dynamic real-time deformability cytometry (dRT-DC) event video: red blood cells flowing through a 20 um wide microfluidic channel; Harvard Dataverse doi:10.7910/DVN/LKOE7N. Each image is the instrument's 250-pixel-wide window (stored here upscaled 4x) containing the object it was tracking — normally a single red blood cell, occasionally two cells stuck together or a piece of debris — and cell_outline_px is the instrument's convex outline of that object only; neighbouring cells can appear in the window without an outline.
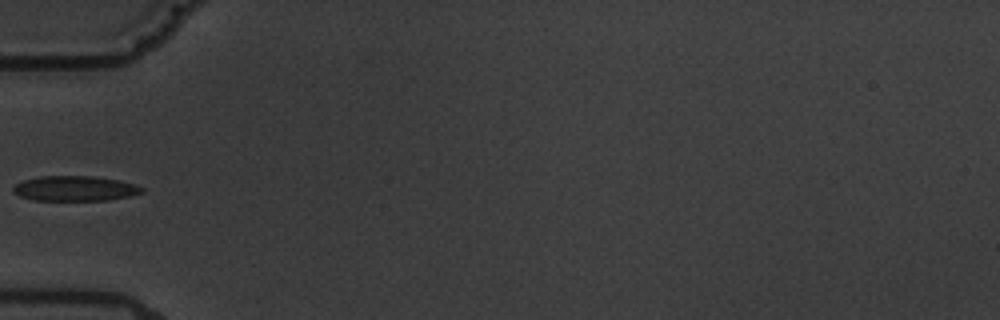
{"species": "common noctule bat (a hibernating species)", "species_latin": "Nyctalus noctula", "temperature_condition": "warm", "stored_images_in_passage": 11, "camera_frame_rate_fps": 3000, "um_per_image_px": 0.085, "animal": {"sex": "male", "body_mass_g": 19.5, "forearm_length_mm": 54.6}, "frame": {"image": 1, "passage_image": 5, "time_ms": 5.0, "image_size_px": [1000, 320], "cell_outline_px": [[144, 192], [128, 196], [108, 200], [32, 200], [20, 196], [12, 192], [12, 188], [16, 184], [24, 180], [40, 176], [92, 176], [116, 180], [136, 184], [144, 188]], "centroid_in_image_um": [6.35, 16.02], "position_along_channel_um": 78.6, "area_um2": 18.73}}
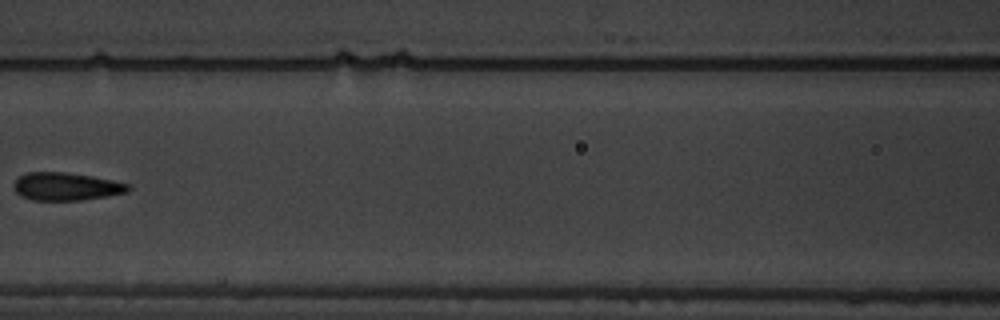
{"frame": {"image": 2, "passage_image": 7, "time_ms": 7.333, "image_size_px": [1000, 320], "cell_outline_px": [[132, 188], [128, 192], [108, 196], [80, 200], [32, 200], [20, 196], [12, 188], [12, 184], [24, 172], [64, 172], [92, 176], [132, 184]], "centroid_in_image_um": [5.63, 15.85], "position_along_channel_um": 161.0, "area_um2": 18.84}}